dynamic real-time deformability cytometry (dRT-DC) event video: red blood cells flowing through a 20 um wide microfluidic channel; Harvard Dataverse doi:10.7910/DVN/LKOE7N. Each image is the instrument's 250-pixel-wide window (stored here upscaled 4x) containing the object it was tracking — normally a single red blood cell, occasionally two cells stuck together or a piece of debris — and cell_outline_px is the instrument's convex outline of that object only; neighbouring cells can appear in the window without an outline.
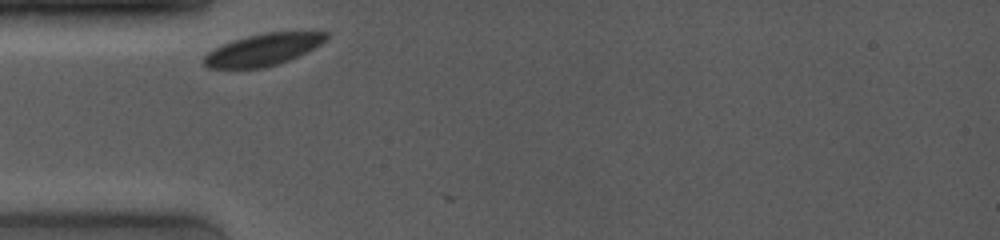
{"species": "common noctule bat (a hibernating species)", "species_latin": "Nyctalus noctula", "temperature_condition": "room temperature", "stored_images_in_passage": 5, "camera_frame_rate_fps": 4000, "um_per_image_px": 0.085, "animal": {"sex": "female", "body_mass_g": 19.0, "forearm_length_mm": 53.3}, "frame": {"image": 1, "passage_image": 2, "time_ms": 0.25, "image_size_px": [1000, 240], "cell_outline_px": [[328, 40], [288, 60], [264, 68], [208, 68], [204, 64], [204, 56], [208, 52], [232, 40], [264, 32], [328, 32]], "centroid_in_image_um": [22.35, 4.21], "position_along_channel_um": 62.7, "area_um2": 22.31}}